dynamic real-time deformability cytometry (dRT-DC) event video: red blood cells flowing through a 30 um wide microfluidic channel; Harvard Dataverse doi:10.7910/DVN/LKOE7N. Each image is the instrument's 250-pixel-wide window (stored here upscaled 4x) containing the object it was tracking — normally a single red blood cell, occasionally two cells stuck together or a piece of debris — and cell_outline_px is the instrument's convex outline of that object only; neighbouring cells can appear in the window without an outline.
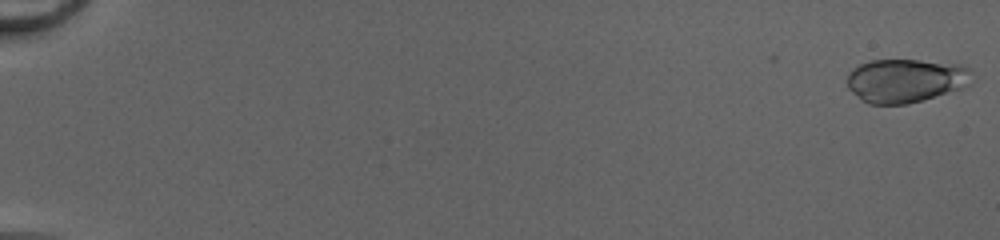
{"species": "common noctule bat (a hibernating species)", "species_latin": "Nyctalus noctula", "temperature_condition": "cold", "stored_images_in_passage": 51, "camera_frame_rate_fps": 3000, "um_per_image_px": 0.085, "animal": {"sex": "female", "body_mass_g": 20.0, "forearm_length_mm": 54.0}, "frame": {"image": 1, "passage_image": 1, "time_ms": 0.0, "image_size_px": [1000, 240], "cell_outline_px": [[972, 84], [960, 88], [920, 100], [904, 104], [868, 104], [860, 100], [848, 88], [848, 72], [852, 68], [868, 60], [920, 60], [960, 64], [972, 68]], "centroid_in_image_um": [76.97, 6.83], "position_along_channel_um": 8.0, "area_um2": 31.91}}
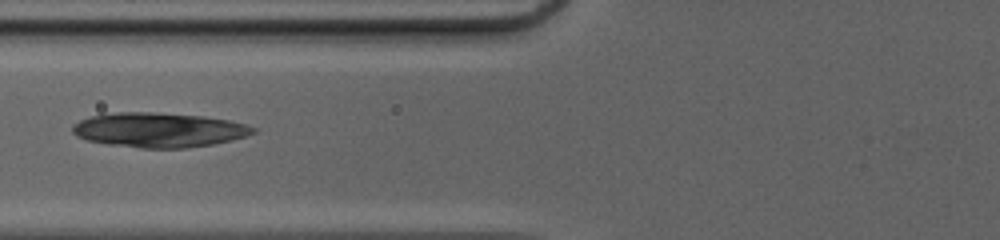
{"frame": {"image": 2, "passage_image": 23, "time_ms": 7.333, "image_size_px": [1000, 240], "cell_outline_px": [[256, 132], [232, 140], [212, 144], [184, 148], [140, 148], [108, 144], [88, 140], [76, 136], [72, 132], [72, 124], [88, 116], [116, 112], [152, 112], [204, 116], [228, 120], [244, 124], [256, 128]], "centroid_in_image_um": [13.46, 11.04], "position_along_channel_um": 112.3, "area_um2": 36.41}}
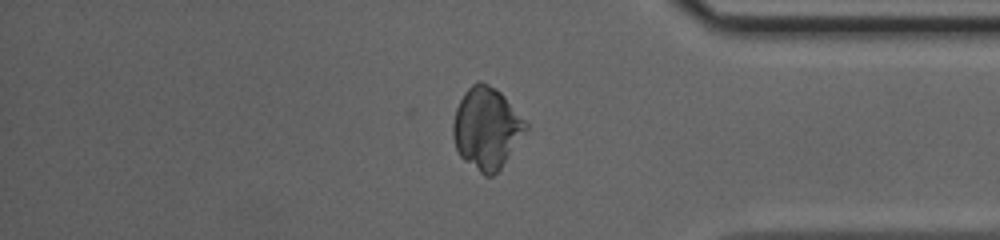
{"frame": {"image": 3, "passage_image": 44, "time_ms": 14.333, "image_size_px": [1000, 240], "cell_outline_px": [[528, 128], [500, 168], [492, 176], [484, 176], [464, 160], [460, 156], [456, 148], [452, 136], [452, 124], [456, 108], [464, 92], [476, 80], [480, 80], [496, 88], [504, 96], [528, 124]], "centroid_in_image_um": [41.33, 10.88], "position_along_channel_um": 393.9, "area_um2": 34.39}}